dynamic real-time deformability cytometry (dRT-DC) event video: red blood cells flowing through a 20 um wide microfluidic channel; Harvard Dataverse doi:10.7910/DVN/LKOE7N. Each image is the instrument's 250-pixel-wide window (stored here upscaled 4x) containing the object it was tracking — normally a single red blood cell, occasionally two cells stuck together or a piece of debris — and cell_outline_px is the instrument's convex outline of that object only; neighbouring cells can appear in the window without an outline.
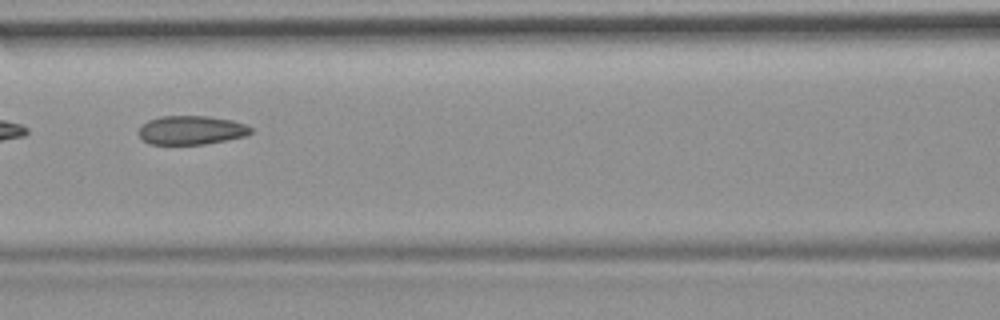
{"species": "common noctule bat (a hibernating species)", "species_latin": "Nyctalus noctula", "temperature_condition": "room temperature", "stored_images_in_passage": 7, "camera_frame_rate_fps": 3000, "um_per_image_px": 0.085, "animal": {"sex": "female", "body_mass_g": 19.9}, "frame": {"image": 1, "passage_image": 5, "time_ms": 1.333, "image_size_px": [1000, 320], "cell_outline_px": [[252, 132], [244, 136], [204, 144], [148, 144], [136, 132], [140, 124], [148, 120], [160, 116], [208, 116], [232, 120], [244, 124], [252, 128]], "centroid_in_image_um": [16.19, 11.05], "position_along_channel_um": 150.4, "area_um2": 18.9}}
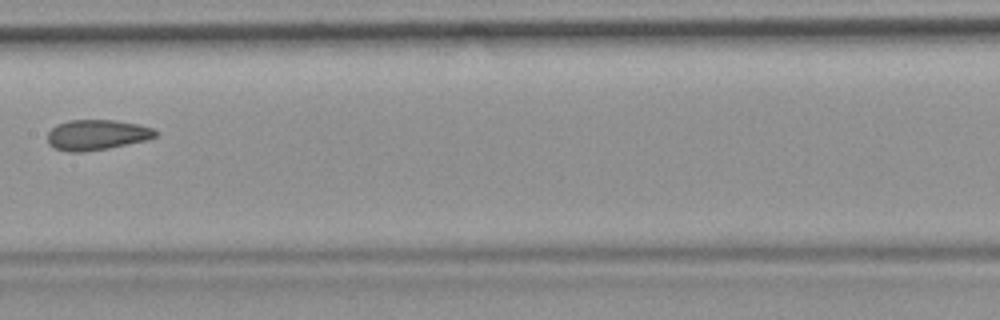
{"frame": {"image": 2, "passage_image": 6, "time_ms": 1.667, "image_size_px": [1000, 320], "cell_outline_px": [[156, 136], [148, 140], [108, 148], [80, 152], [68, 152], [56, 148], [48, 144], [48, 132], [56, 124], [68, 120], [116, 120], [140, 124], [152, 128], [156, 132]], "centroid_in_image_um": [8.22, 11.45], "position_along_channel_um": 199.2, "area_um2": 19.13}}